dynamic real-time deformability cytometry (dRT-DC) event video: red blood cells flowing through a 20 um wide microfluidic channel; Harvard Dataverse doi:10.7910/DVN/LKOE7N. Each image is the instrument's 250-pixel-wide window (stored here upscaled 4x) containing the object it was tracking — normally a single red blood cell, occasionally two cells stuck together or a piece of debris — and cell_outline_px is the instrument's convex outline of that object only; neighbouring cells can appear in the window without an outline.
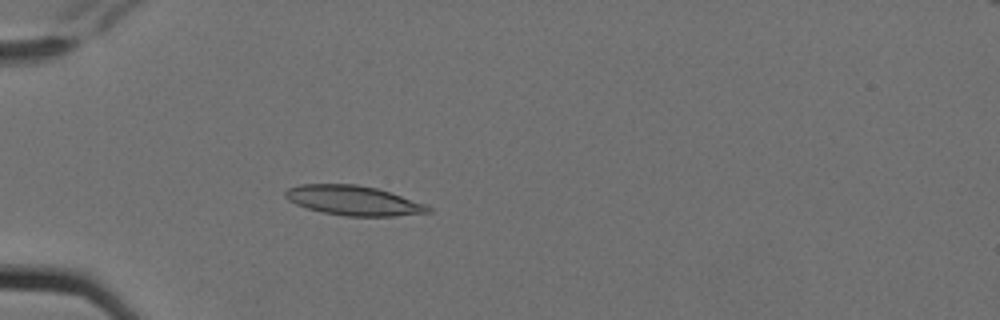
{"species": "Egyptian fruit bat (a non-hibernating species)", "species_latin": "Rousettus aegyptiacus", "temperature_condition": "cold", "stored_images_in_passage": 5, "camera_frame_rate_fps": 3000, "um_per_image_px": 0.085, "animal": {"sex": "female"}, "frame": {"image": 1, "passage_image": 5, "time_ms": 1.333, "image_size_px": [1000, 320], "cell_outline_px": [[432, 212], [392, 216], [344, 216], [324, 212], [308, 208], [296, 204], [288, 200], [284, 196], [284, 192], [288, 188], [300, 184], [356, 184], [376, 188], [424, 204], [432, 208]], "centroid_in_image_um": [30.0, 17.04], "position_along_channel_um": 55.0, "area_um2": 24.39}}